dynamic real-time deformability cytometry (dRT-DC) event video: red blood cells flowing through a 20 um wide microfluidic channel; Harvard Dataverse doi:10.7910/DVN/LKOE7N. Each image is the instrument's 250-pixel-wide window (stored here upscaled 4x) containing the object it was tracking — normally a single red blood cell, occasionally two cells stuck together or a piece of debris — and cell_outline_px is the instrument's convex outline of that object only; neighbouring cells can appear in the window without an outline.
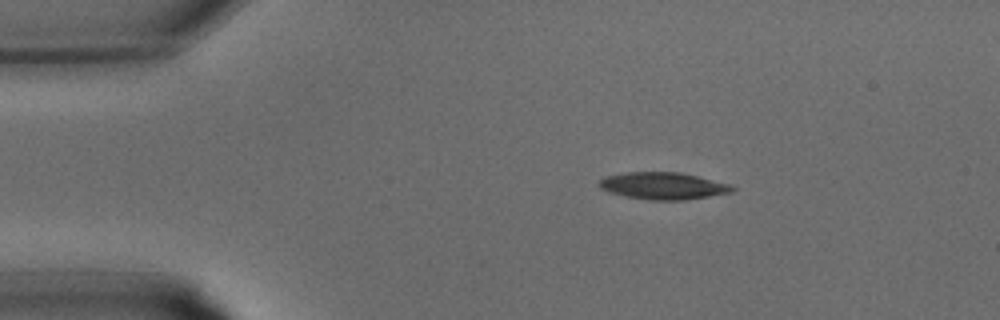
{"species": "common noctule bat (a hibernating species)", "species_latin": "Nyctalus noctula", "temperature_condition": "warm", "stored_images_in_passage": 7, "camera_frame_rate_fps": 3000, "um_per_image_px": 0.085, "animal": {"sex": "male", "body_mass_g": 15.6}, "frame": {"image": 1, "passage_image": 1, "time_ms": 0.0, "image_size_px": [1000, 320], "cell_outline_px": [[736, 188], [732, 192], [684, 200], [652, 200], [628, 196], [612, 192], [600, 188], [596, 184], [604, 176], [624, 172], [680, 172], [728, 184]], "centroid_in_image_um": [56.33, 15.78], "position_along_channel_um": 28.7, "area_um2": 20.69}}
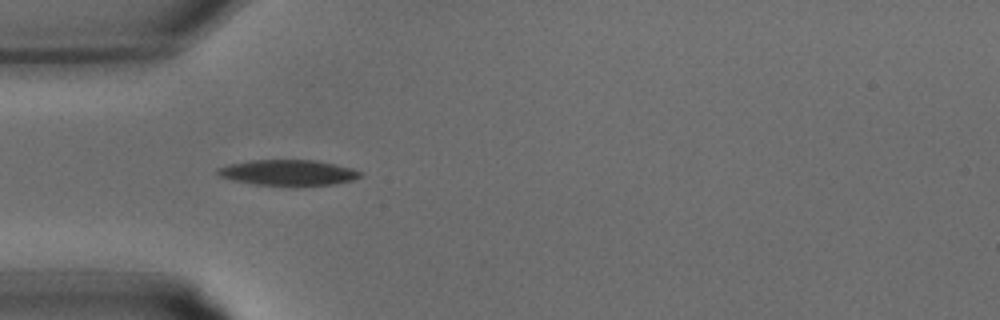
{"frame": {"image": 2, "passage_image": 5, "time_ms": 1.333, "image_size_px": [1000, 320], "cell_outline_px": [[364, 176], [352, 180], [336, 184], [256, 184], [232, 180], [220, 176], [216, 172], [216, 168], [228, 164], [248, 160], [316, 160], [336, 164], [352, 168], [364, 172]], "centroid_in_image_um": [24.51, 14.64], "position_along_channel_um": 60.5, "area_um2": 21.1}}
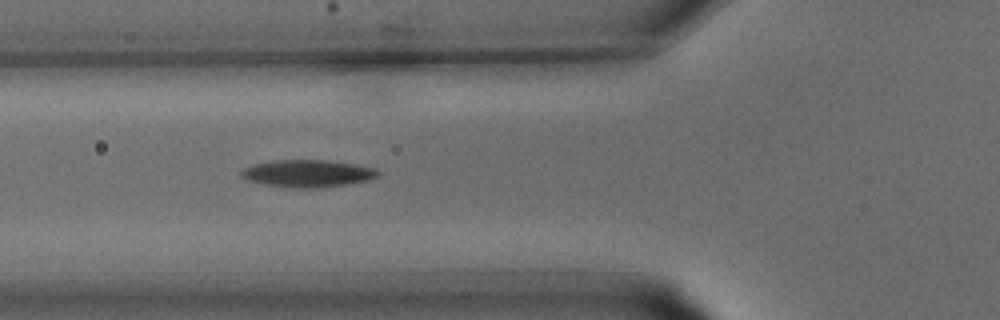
{"frame": {"image": 3, "passage_image": 7, "time_ms": 2.0, "image_size_px": [1000, 320], "cell_outline_px": [[380, 176], [368, 180], [344, 184], [316, 188], [300, 188], [268, 184], [248, 180], [240, 172], [244, 168], [252, 164], [272, 160], [328, 160], [376, 168], [380, 172]], "centroid_in_image_um": [26.19, 14.72], "position_along_channel_um": 99.6, "area_um2": 21.39}}